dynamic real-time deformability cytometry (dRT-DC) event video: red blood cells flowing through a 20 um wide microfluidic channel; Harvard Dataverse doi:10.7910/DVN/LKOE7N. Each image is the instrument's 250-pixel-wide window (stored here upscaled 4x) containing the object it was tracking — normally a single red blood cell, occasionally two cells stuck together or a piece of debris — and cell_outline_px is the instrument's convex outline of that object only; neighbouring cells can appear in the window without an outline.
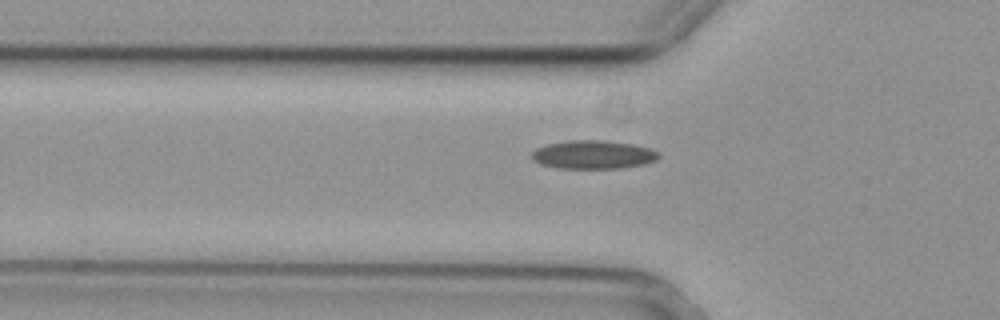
{"species": "common noctule bat (a hibernating species)", "species_latin": "Nyctalus noctula", "temperature_condition": "cold", "stored_images_in_passage": 38, "camera_frame_rate_fps": 3000, "um_per_image_px": 0.085, "animal": {"sex": "female", "body_mass_g": 29.2, "forearm_length_mm": 56.3}, "frame": {"image": 1, "passage_image": 7, "time_ms": 2.0, "image_size_px": [1000, 320], "cell_outline_px": [[660, 156], [656, 160], [644, 164], [620, 168], [556, 168], [540, 164], [532, 160], [528, 156], [536, 148], [548, 144], [568, 140], [604, 140], [632, 144], [648, 148], [660, 152]], "centroid_in_image_um": [50.38, 13.14], "position_along_channel_um": 75.4, "area_um2": 21.21}}
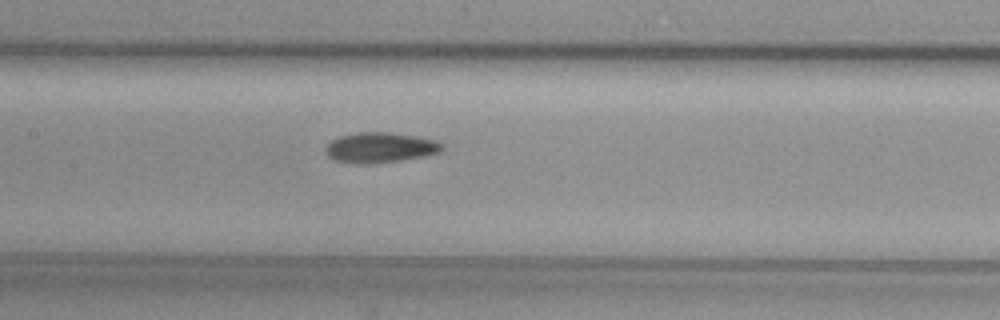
{"frame": {"image": 2, "passage_image": 15, "time_ms": 4.667, "image_size_px": [1000, 320], "cell_outline_px": [[444, 148], [440, 152], [424, 156], [400, 160], [364, 164], [352, 164], [336, 160], [328, 156], [324, 152], [324, 148], [332, 140], [340, 136], [356, 132], [392, 132], [416, 136], [436, 140], [444, 144]], "centroid_in_image_um": [32.31, 12.53], "position_along_channel_um": 175.1, "area_um2": 20.69}}
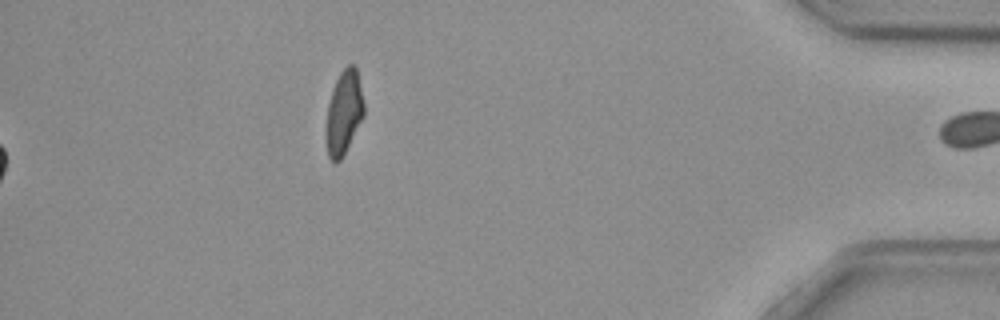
{"frame": {"image": 3, "passage_image": 38, "time_ms": 12.333, "image_size_px": [1000, 320], "cell_outline_px": [[364, 116], [340, 160], [336, 164], [328, 156], [324, 132], [328, 104], [332, 88], [340, 72], [348, 64], [352, 64], [356, 68], [364, 104]], "centroid_in_image_um": [29.19, 9.58], "position_along_channel_um": 406.0, "area_um2": 18.55}}